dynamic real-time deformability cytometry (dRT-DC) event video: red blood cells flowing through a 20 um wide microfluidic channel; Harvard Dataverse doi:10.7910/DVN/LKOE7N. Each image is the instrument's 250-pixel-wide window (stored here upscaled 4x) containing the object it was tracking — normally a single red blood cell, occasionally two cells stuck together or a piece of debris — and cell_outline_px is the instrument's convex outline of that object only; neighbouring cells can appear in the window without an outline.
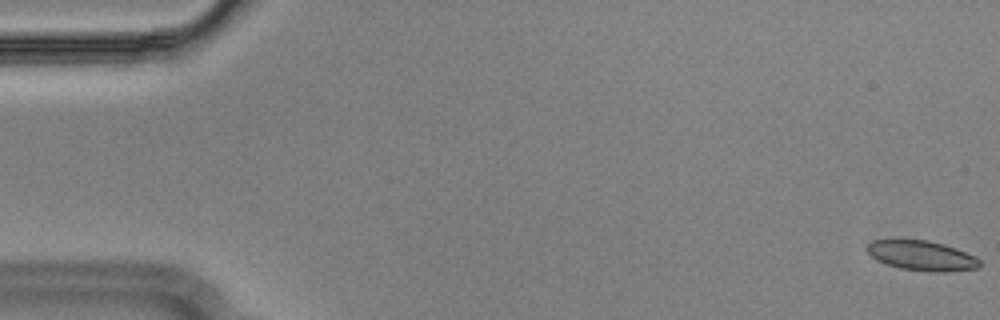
{"species": "Egyptian fruit bat (a non-hibernating species)", "species_latin": "Rousettus aegyptiacus", "temperature_condition": "cold", "stored_images_in_passage": 55, "camera_frame_rate_fps": 3000, "um_per_image_px": 0.085, "animal": {"sex": "male"}, "frame": {"image": 1, "passage_image": 1, "time_ms": 0.0, "image_size_px": [1000, 320], "cell_outline_px": [[980, 264], [976, 268], [944, 272], [932, 272], [900, 268], [876, 260], [868, 252], [868, 244], [872, 240], [928, 240], [944, 244], [956, 248], [976, 256], [980, 260]], "centroid_in_image_um": [78.37, 21.73], "position_along_channel_um": 6.6, "area_um2": 19.42}}
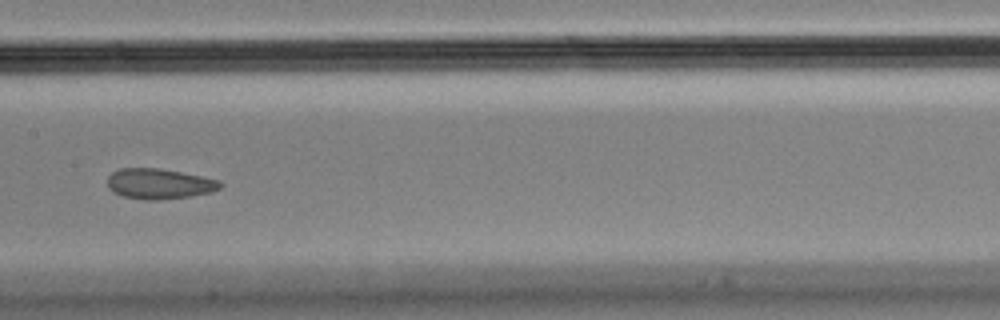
{"frame": {"image": 2, "passage_image": 28, "time_ms": 9.0, "image_size_px": [1000, 320], "cell_outline_px": [[224, 184], [220, 188], [212, 192], [192, 196], [160, 200], [144, 200], [124, 196], [112, 192], [108, 188], [108, 176], [112, 172], [120, 168], [160, 168], [220, 180]], "centroid_in_image_um": [13.54, 15.63], "position_along_channel_um": 193.9, "area_um2": 20.11}}
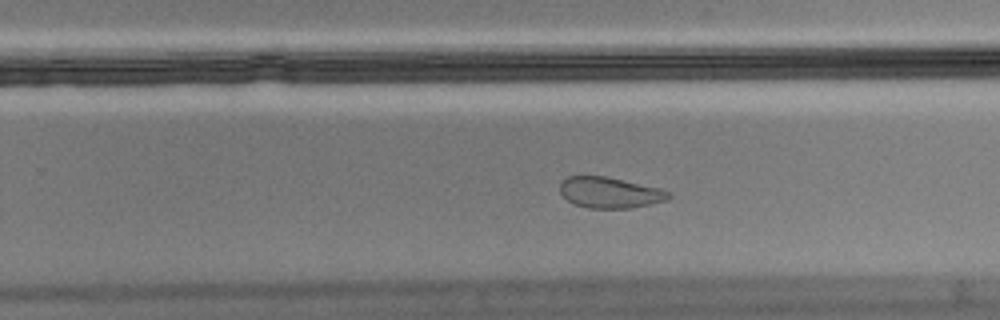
{"frame": {"image": 3, "passage_image": 35, "time_ms": 11.333, "image_size_px": [1000, 320], "cell_outline_px": [[672, 196], [668, 200], [628, 208], [588, 208], [576, 204], [568, 200], [560, 192], [560, 184], [568, 176], [604, 176], [660, 188], [668, 192]], "centroid_in_image_um": [51.84, 16.37], "position_along_channel_um": 278.0, "area_um2": 19.25}, "authors_computed_cell_mechanics": {"area_um2": 20.23, "velocity_mm_per_s": 3.6258, "shape_relaxation_time_tau1_ms": null, "shape_relaxation_time_tau2_ms": 1.3429, "deformation_change_tau1": null, "deformation_change_tau2": 0.0663}}